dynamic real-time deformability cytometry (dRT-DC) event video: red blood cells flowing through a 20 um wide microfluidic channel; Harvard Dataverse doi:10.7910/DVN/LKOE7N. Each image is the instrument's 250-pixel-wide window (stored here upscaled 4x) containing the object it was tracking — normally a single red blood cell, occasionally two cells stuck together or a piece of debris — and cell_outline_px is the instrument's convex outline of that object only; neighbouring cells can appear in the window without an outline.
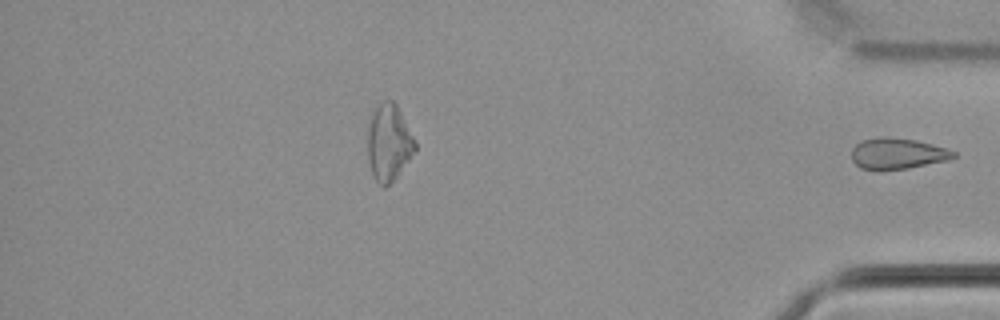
{"species": "common noctule bat (a hibernating species)", "species_latin": "Nyctalus noctula", "temperature_condition": "cold", "stored_images_in_passage": 32, "segment_of_instrument_passage": [2, 2], "camera_frame_rate_fps": 3000, "um_per_image_px": 0.085, "animal": {"sex": "male", "body_mass_g": 21.5, "forearm_length_mm": 52.0}, "frame": {"image": 1, "passage_image": 32, "time_ms": 10.333, "image_size_px": [1000, 320], "cell_outline_px": [[956, 156], [948, 160], [908, 168], [860, 168], [852, 160], [852, 148], [856, 144], [864, 140], [880, 136], [888, 136], [916, 140], [948, 148], [956, 152]], "centroid_in_image_um": [76.32, 13.02], "position_along_channel_um": 358.9, "area_um2": 18.15}}